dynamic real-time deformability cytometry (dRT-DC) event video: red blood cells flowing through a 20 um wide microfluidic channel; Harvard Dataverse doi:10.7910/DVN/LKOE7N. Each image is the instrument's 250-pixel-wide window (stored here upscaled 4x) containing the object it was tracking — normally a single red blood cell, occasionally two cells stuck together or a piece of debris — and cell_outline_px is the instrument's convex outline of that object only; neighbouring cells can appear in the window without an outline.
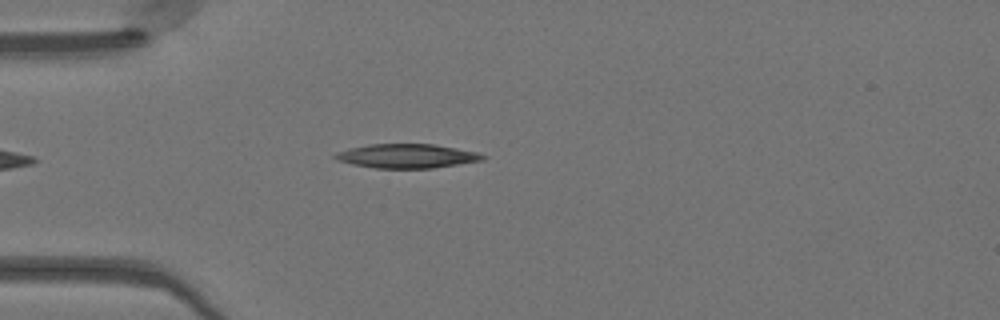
{"species": "Egyptian fruit bat (a non-hibernating species)", "species_latin": "Rousettus aegyptiacus", "temperature_condition": "warm", "stored_images_in_passage": 40, "camera_frame_rate_fps": 3000, "um_per_image_px": 0.085, "animal": {"sex": "female"}, "frame": {"image": 1, "passage_image": 5, "time_ms": 1.333, "image_size_px": [1000, 320], "cell_outline_px": [[488, 156], [484, 160], [432, 168], [376, 168], [352, 164], [340, 160], [332, 156], [336, 152], [348, 148], [368, 144], [436, 144], [476, 152]], "centroid_in_image_um": [34.59, 13.25], "position_along_channel_um": 50.4, "area_um2": 20.69}}
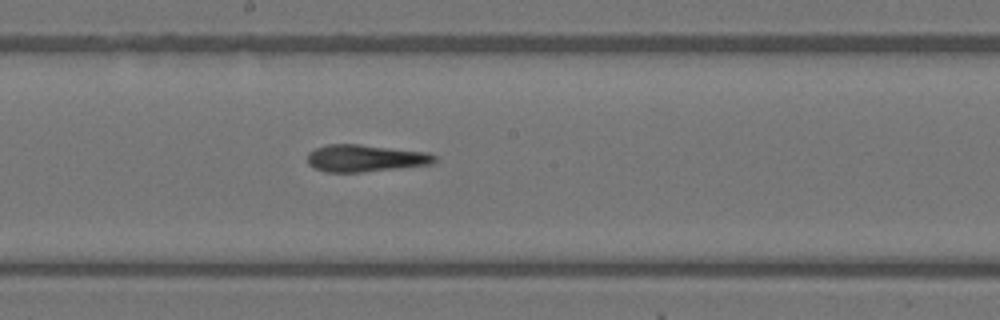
{"frame": {"image": 2, "passage_image": 18, "time_ms": 5.667, "image_size_px": [1000, 320], "cell_outline_px": [[436, 160], [432, 164], [360, 172], [324, 172], [312, 168], [308, 164], [308, 152], [316, 148], [328, 144], [360, 144], [428, 152], [436, 156]], "centroid_in_image_um": [31.02, 13.44], "position_along_channel_um": 217.2, "area_um2": 20.11}}
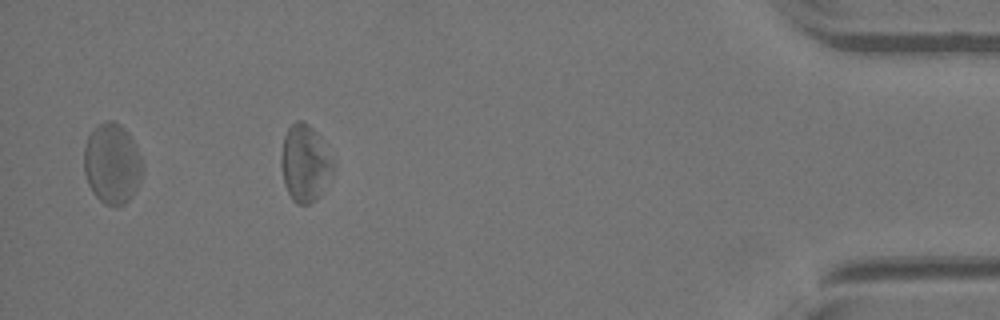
{"frame": {"image": 3, "passage_image": 36, "time_ms": 11.667, "image_size_px": [1000, 320], "cell_outline_px": [[336, 168], [320, 196], [316, 200], [308, 204], [296, 204], [292, 200], [284, 184], [280, 164], [280, 156], [284, 136], [288, 128], [296, 120], [300, 120], [308, 124], [320, 136], [336, 164]], "centroid_in_image_um": [25.94, 13.89], "position_along_channel_um": 409.3, "area_um2": 23.76}, "authors_computed_cell_mechanics": {"area_um2": 20.7213, "velocity_mm_per_s": 4.119, "shape_relaxation_time_tau1_ms": 3.8138, "shape_relaxation_time_tau2_ms": 3.0199, "deformation_change_tau1": 0.1069, "deformation_change_tau2": 0.1515}}